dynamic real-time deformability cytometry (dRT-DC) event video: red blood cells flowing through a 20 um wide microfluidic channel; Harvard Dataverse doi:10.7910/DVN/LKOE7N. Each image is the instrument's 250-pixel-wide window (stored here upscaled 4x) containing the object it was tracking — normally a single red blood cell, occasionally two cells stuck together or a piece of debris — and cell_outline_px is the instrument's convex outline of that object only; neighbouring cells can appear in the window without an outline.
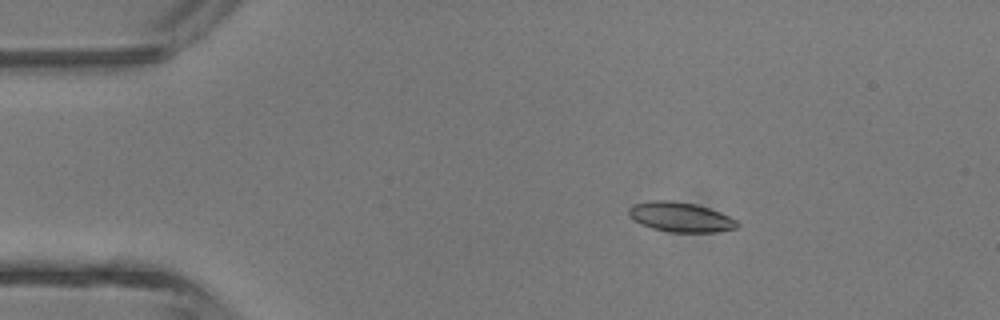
{"species": "common noctule bat (a hibernating species)", "species_latin": "Nyctalus noctula", "temperature_condition": "room temperature", "stored_images_in_passage": 3, "camera_frame_rate_fps": 3000, "um_per_image_px": 0.085, "animal": {"sex": "male", "body_mass_g": 13.3}, "frame": {"image": 1, "passage_image": 1, "time_ms": 0.0, "image_size_px": [1000, 320], "cell_outline_px": [[740, 224], [736, 228], [716, 232], [668, 232], [652, 228], [640, 224], [632, 220], [628, 216], [628, 208], [632, 204], [652, 200], [672, 200], [696, 204], [720, 212], [736, 220]], "centroid_in_image_um": [57.79, 18.44], "position_along_channel_um": 27.2, "area_um2": 19.02}}
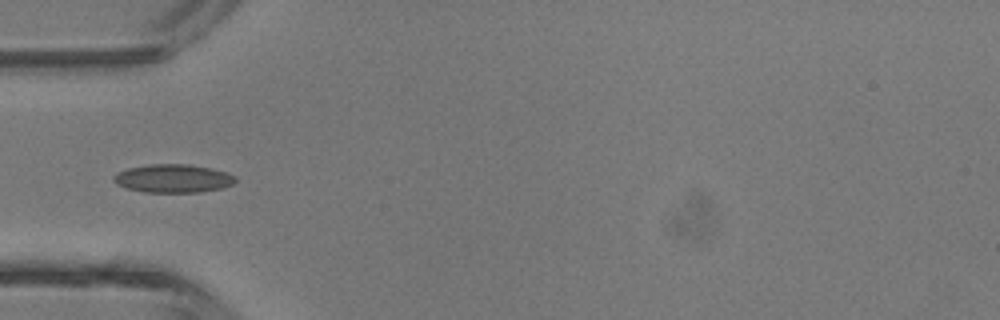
{"frame": {"image": 2, "passage_image": 2, "time_ms": 2.333, "image_size_px": [1000, 320], "cell_outline_px": [[236, 180], [232, 184], [220, 188], [200, 192], [144, 192], [128, 188], [116, 184], [112, 180], [112, 176], [116, 172], [128, 168], [148, 164], [188, 164], [212, 168], [236, 176]], "centroid_in_image_um": [14.67, 15.16], "position_along_channel_um": 70.3, "area_um2": 20.11}}
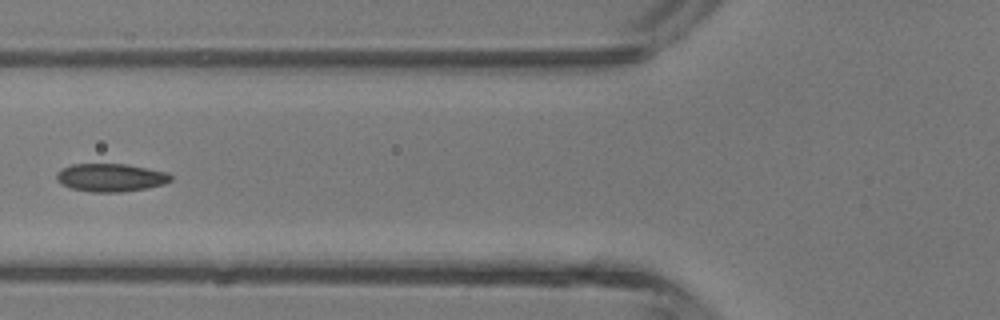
{"frame": {"image": 3, "passage_image": 3, "time_ms": 3.333, "image_size_px": [1000, 320], "cell_outline_px": [[172, 180], [164, 184], [148, 188], [120, 192], [92, 192], [72, 188], [60, 184], [56, 180], [56, 172], [60, 168], [72, 164], [128, 164], [168, 172], [172, 176]], "centroid_in_image_um": [9.4, 15.09], "position_along_channel_um": 116.4, "area_um2": 18.9}}